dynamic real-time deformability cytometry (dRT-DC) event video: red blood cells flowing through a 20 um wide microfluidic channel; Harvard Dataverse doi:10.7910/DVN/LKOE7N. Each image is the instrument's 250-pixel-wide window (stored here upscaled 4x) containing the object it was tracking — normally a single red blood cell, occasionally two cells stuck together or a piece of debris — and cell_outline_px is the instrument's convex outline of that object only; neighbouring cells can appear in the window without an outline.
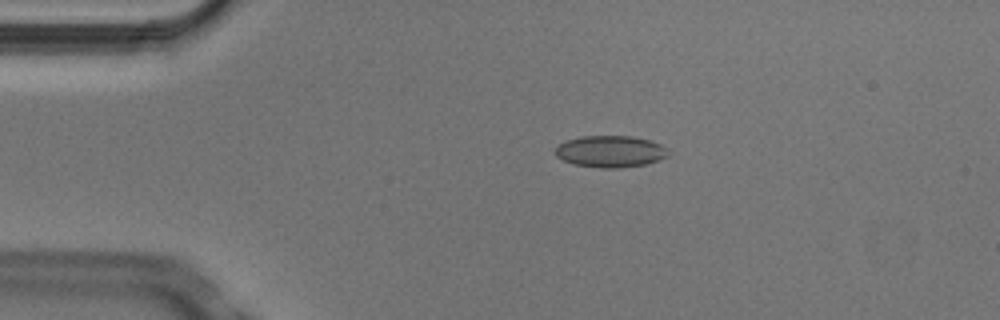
{"species": "Egyptian fruit bat (a non-hibernating species)", "species_latin": "Rousettus aegyptiacus", "temperature_condition": "cold", "stored_images_in_passage": 6, "camera_frame_rate_fps": 3000, "um_per_image_px": 0.085, "animal": {"sex": "male"}, "frame": {"image": 1, "passage_image": 3, "time_ms": 0.667, "image_size_px": [1000, 320], "cell_outline_px": [[668, 156], [660, 160], [644, 164], [616, 168], [600, 168], [576, 164], [564, 160], [556, 156], [556, 148], [560, 144], [568, 140], [580, 136], [632, 136], [652, 140], [660, 144], [668, 152]], "centroid_in_image_um": [51.91, 12.86], "position_along_channel_um": 33.1, "area_um2": 20.63}}
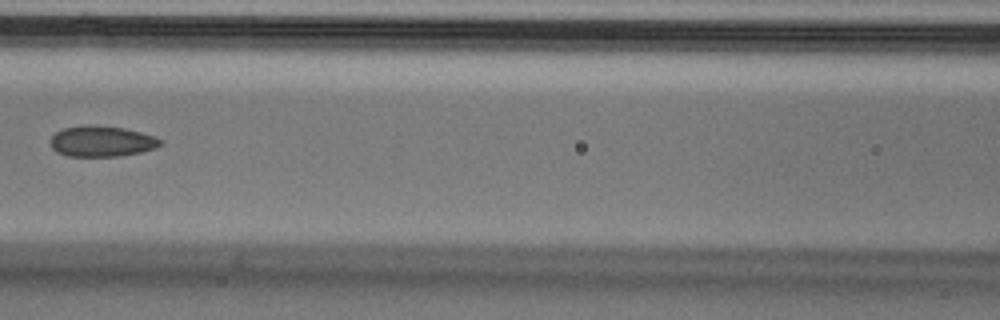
{"frame": {"image": 2, "passage_image": 6, "time_ms": 1.667, "image_size_px": [1000, 320], "cell_outline_px": [[164, 144], [156, 148], [140, 152], [120, 156], [68, 156], [56, 152], [52, 148], [48, 140], [56, 132], [64, 128], [84, 124], [88, 124], [124, 128], [140, 132], [164, 140]], "centroid_in_image_um": [8.63, 12.01], "position_along_channel_um": 158.0, "area_um2": 19.94}}